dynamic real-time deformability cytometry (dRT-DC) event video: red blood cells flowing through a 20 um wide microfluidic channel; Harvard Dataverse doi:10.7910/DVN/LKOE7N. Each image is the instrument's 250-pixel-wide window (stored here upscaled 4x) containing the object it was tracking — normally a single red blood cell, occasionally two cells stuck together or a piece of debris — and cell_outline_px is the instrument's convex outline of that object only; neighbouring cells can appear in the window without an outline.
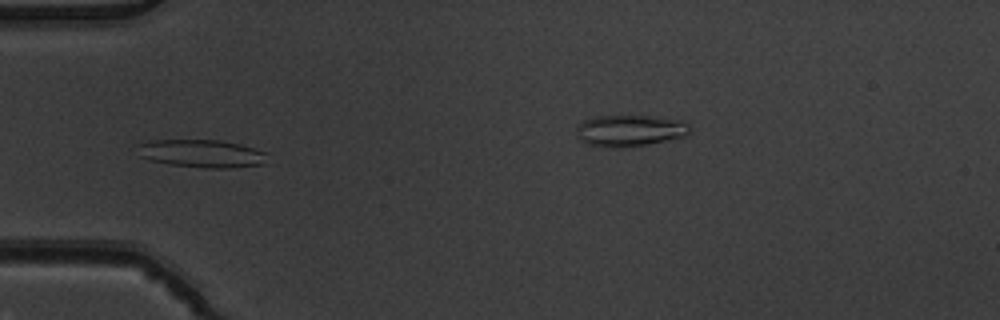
{"species": "common noctule bat (a hibernating species)", "species_latin": "Nyctalus noctula", "temperature_condition": "warm", "stored_images_in_passage": 7, "segment_of_instrument_passage": [1, 2], "camera_frame_rate_fps": 3000, "um_per_image_px": 0.085, "animal": {"sex": "male", "body_mass_g": 19.5, "forearm_length_mm": 54.6}, "frame": {"image": 1, "passage_image": 4, "time_ms": 1.0, "image_size_px": [1000, 320], "cell_outline_px": [[264, 164], [232, 168], [204, 168], [168, 164], [152, 160], [140, 156], [136, 144], [148, 140], [220, 140], [240, 144], [264, 152]], "centroid_in_image_um": [17.08, 13.05], "position_along_channel_um": 67.9, "area_um2": 20.98}}
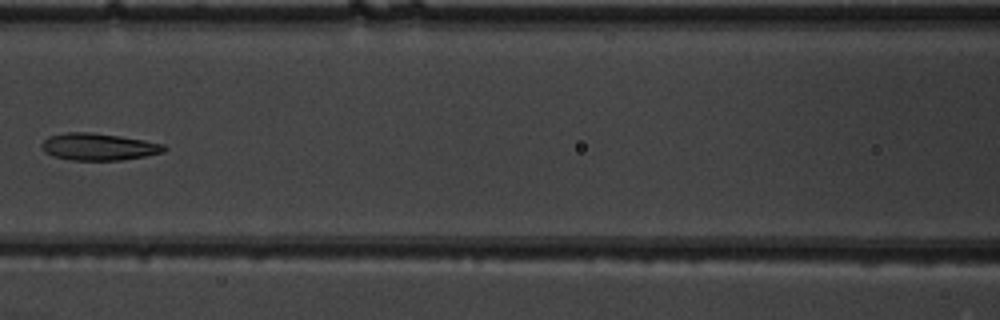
{"frame": {"image": 2, "passage_image": 6, "time_ms": 1.667, "image_size_px": [1000, 320], "cell_outline_px": [[168, 148], [164, 152], [144, 156], [120, 160], [72, 160], [56, 156], [44, 152], [40, 144], [48, 136], [68, 132], [92, 132], [120, 136], [144, 140], [164, 144]], "centroid_in_image_um": [8.39, 12.47], "position_along_channel_um": 158.2, "area_um2": 19.25}}